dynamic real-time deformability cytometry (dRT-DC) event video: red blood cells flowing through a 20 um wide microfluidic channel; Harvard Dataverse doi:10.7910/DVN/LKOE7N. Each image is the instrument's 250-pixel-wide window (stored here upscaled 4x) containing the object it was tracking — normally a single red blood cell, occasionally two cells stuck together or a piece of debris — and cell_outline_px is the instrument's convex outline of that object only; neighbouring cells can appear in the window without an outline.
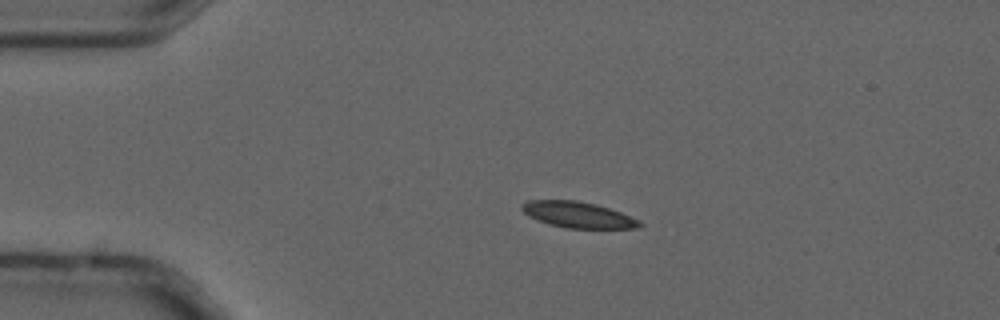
{"species": "common noctule bat (a hibernating species)", "species_latin": "Nyctalus noctula", "temperature_condition": "cold", "stored_images_in_passage": 4, "camera_frame_rate_fps": 3000, "um_per_image_px": 0.085, "animal": {"sex": "male", "forearm_length_mm": 52.5}, "frame": {"image": 1, "passage_image": 3, "time_ms": 0.667, "image_size_px": [1000, 320], "cell_outline_px": [[644, 224], [640, 228], [568, 228], [548, 224], [536, 220], [528, 216], [520, 208], [520, 204], [524, 200], [576, 200], [596, 204], [620, 212], [640, 220]], "centroid_in_image_um": [49.09, 18.25], "position_along_channel_um": 35.9, "area_um2": 18.03}}